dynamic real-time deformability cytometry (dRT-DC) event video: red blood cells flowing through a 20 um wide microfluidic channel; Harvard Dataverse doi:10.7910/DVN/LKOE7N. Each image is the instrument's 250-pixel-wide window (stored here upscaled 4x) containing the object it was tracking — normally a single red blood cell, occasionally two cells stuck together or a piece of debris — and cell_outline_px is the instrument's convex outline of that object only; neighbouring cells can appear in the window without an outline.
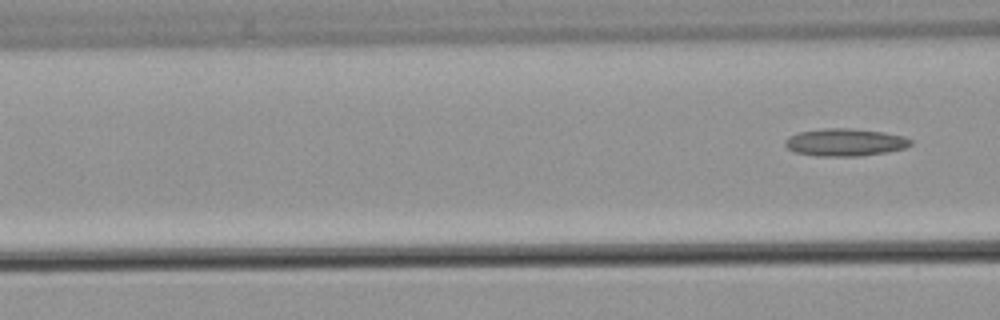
{"species": "common noctule bat (a hibernating species)", "species_latin": "Nyctalus noctula", "temperature_condition": "warm", "stored_images_in_passage": 3, "segment_of_instrument_passage": [2, 2], "camera_frame_rate_fps": 3000, "um_per_image_px": 0.085, "animal": {"sex": "male", "body_mass_g": 21.5, "forearm_length_mm": 52.0}, "frame": {"image": 1, "passage_image": 3, "time_ms": 2.667, "image_size_px": [1000, 320], "cell_outline_px": [[912, 144], [904, 148], [888, 152], [860, 156], [816, 156], [796, 152], [788, 148], [784, 144], [784, 140], [788, 136], [800, 132], [820, 128], [852, 128], [880, 132], [904, 136], [912, 140]], "centroid_in_image_um": [71.81, 12.09], "position_along_channel_um": 94.8, "area_um2": 20.17}}